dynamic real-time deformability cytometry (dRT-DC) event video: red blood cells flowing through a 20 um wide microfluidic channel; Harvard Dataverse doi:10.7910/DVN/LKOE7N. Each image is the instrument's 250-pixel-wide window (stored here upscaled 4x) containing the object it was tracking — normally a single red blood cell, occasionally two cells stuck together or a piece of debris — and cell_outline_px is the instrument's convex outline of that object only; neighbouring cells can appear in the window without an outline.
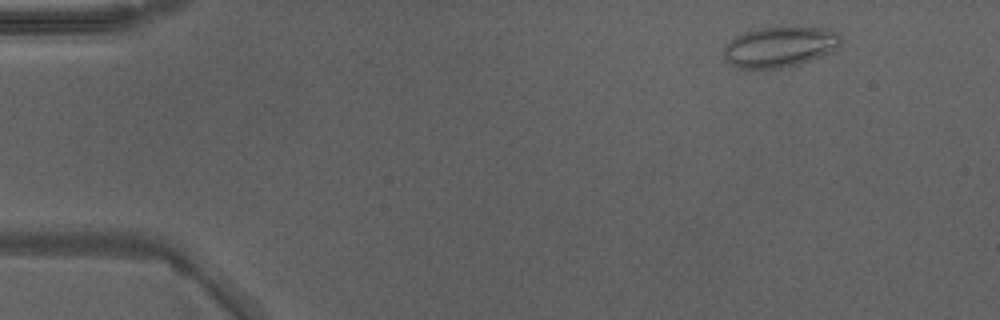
{"species": "Egyptian fruit bat (a non-hibernating species)", "species_latin": "Rousettus aegyptiacus", "temperature_condition": "warm", "stored_images_in_passage": 45, "camera_frame_rate_fps": 3000, "um_per_image_px": 0.085, "animal": {"sex": "male"}, "frame": {"image": 1, "passage_image": 2, "time_ms": 0.333, "image_size_px": [1000, 320], "cell_outline_px": [[844, 40], [832, 52], [800, 64], [780, 68], [736, 68], [724, 60], [724, 48], [736, 36], [744, 32], [756, 28], [828, 28], [836, 32]], "centroid_in_image_um": [66.29, 3.99], "position_along_channel_um": 18.7, "area_um2": 27.51}}
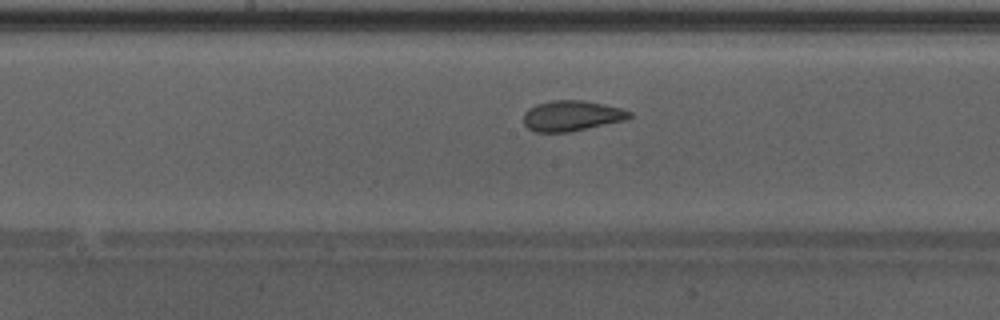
{"frame": {"image": 2, "passage_image": 22, "time_ms": 7.0, "image_size_px": [1000, 320], "cell_outline_px": [[632, 116], [628, 120], [568, 132], [536, 132], [528, 128], [524, 124], [524, 112], [528, 108], [536, 104], [552, 100], [584, 100], [624, 108], [632, 112]], "centroid_in_image_um": [48.63, 9.83], "position_along_channel_um": 199.6, "area_um2": 19.07}}
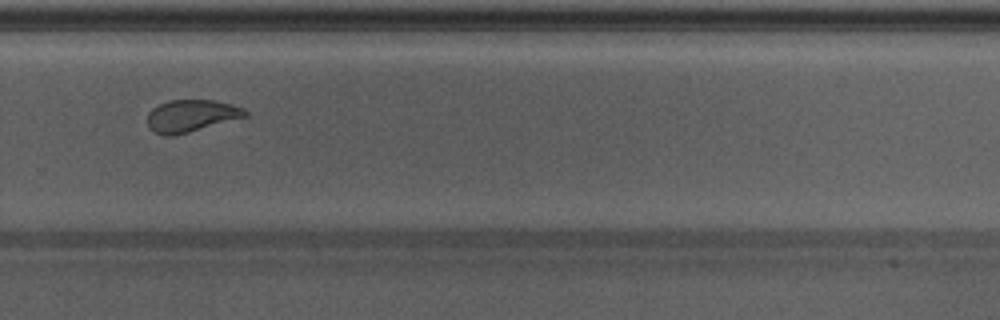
{"frame": {"image": 3, "passage_image": 30, "time_ms": 9.667, "image_size_px": [1000, 320], "cell_outline_px": [[248, 116], [188, 132], [172, 136], [164, 136], [152, 132], [148, 128], [148, 112], [152, 108], [168, 100], [212, 100], [244, 108], [248, 112]], "centroid_in_image_um": [16.21, 9.85], "position_along_channel_um": 313.6, "area_um2": 18.26}, "authors_computed_cell_mechanics": {"area_um2": 20.0566, "velocity_mm_per_s": 4.2868, "shape_relaxation_time_tau1_ms": 5.5101, "shape_relaxation_time_tau2_ms": 0.9725, "deformation_change_tau1": 0.1434, "deformation_change_tau2": 0.0685}}